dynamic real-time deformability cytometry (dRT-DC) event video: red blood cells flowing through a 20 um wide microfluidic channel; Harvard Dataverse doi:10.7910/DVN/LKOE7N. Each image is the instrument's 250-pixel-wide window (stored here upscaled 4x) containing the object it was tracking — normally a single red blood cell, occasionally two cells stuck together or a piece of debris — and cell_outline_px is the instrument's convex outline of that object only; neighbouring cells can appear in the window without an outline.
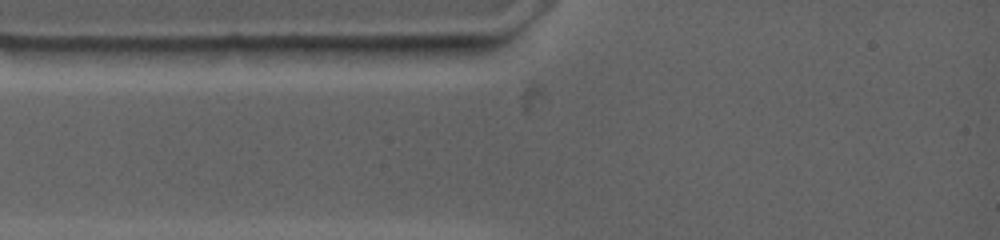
{"species": "common noctule bat (a hibernating species)", "species_latin": "Nyctalus noctula", "temperature_condition": "warm", "stored_images_in_passage": 1, "camera_frame_rate_fps": 4500, "um_per_image_px": 0.085, "animal": {"sex": "female", "body_mass_g": 19.0, "forearm_length_mm": 53.3}, "frame": {"image": 1, "passage_image": 1, "time_ms": 0.0, "image_size_px": [1000, 240], "cell_outline_px": [[468, 44], [456, 56], [396, 64], [380, 64], [360, 48], [376, 44]], "centroid_in_image_um": [34.95, 4.44], "position_along_channel_um": 50.0, "area_um2": 11.27}}